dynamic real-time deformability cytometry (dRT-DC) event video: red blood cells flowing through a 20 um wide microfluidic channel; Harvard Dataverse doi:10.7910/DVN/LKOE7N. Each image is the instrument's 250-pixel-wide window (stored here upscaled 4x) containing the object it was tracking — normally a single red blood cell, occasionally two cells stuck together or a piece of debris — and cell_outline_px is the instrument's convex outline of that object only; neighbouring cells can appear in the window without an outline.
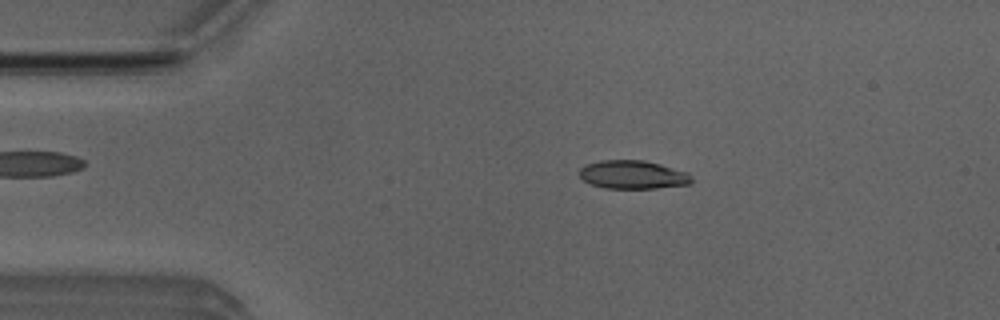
{"species": "Egyptian fruit bat (a non-hibernating species)", "species_latin": "Rousettus aegyptiacus", "temperature_condition": "room temperature", "stored_images_in_passage": 45, "camera_frame_rate_fps": 3000, "um_per_image_px": 0.085, "animal": {"sex": "male"}, "frame": {"image": 1, "passage_image": 4, "time_ms": 1.0, "image_size_px": [1000, 320], "cell_outline_px": [[692, 184], [656, 188], [604, 188], [592, 184], [584, 180], [580, 176], [580, 168], [588, 164], [600, 160], [644, 160], [660, 164], [688, 172], [692, 180]], "centroid_in_image_um": [53.82, 14.85], "position_along_channel_um": 31.2, "area_um2": 18.5}}
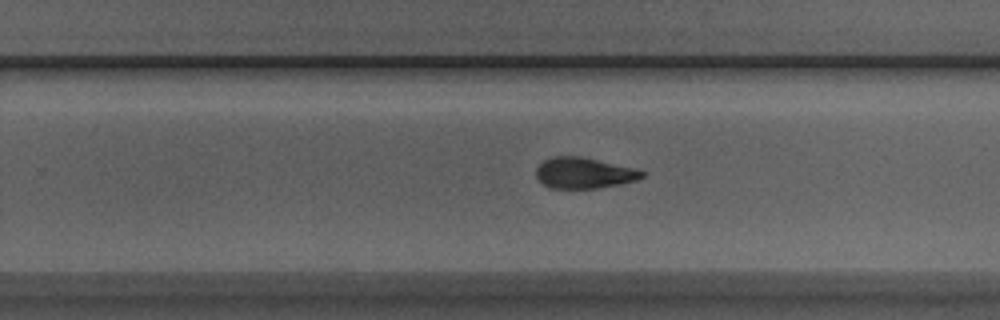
{"frame": {"image": 2, "passage_image": 26, "time_ms": 8.333, "image_size_px": [1000, 320], "cell_outline_px": [[644, 176], [636, 180], [620, 184], [596, 188], [548, 188], [536, 176], [536, 168], [544, 160], [552, 156], [584, 156], [632, 168], [644, 172]], "centroid_in_image_um": [49.6, 14.69], "position_along_channel_um": 280.2, "area_um2": 18.96}}
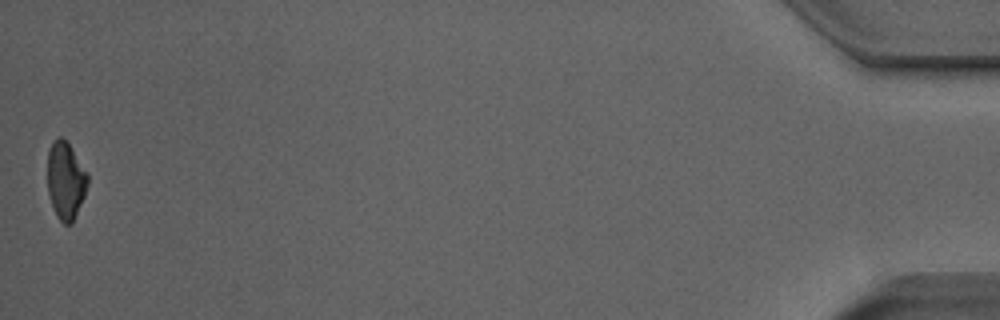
{"frame": {"image": 3, "passage_image": 45, "time_ms": 14.667, "image_size_px": [1000, 320], "cell_outline_px": [[88, 184], [84, 196], [72, 224], [64, 224], [56, 216], [48, 192], [48, 152], [52, 140], [60, 136], [68, 144], [88, 172]], "centroid_in_image_um": [5.58, 15.35], "position_along_channel_um": 429.6, "area_um2": 18.03}, "authors_computed_cell_mechanics": {"area_um2": 19.4208, "velocity_mm_per_s": 3.992, "shape_relaxation_time_tau1_ms": 5.4247, "shape_relaxation_time_tau2_ms": 2.508, "deformation_change_tau1": 0.1687, "deformation_change_tau2": 0.0866}}